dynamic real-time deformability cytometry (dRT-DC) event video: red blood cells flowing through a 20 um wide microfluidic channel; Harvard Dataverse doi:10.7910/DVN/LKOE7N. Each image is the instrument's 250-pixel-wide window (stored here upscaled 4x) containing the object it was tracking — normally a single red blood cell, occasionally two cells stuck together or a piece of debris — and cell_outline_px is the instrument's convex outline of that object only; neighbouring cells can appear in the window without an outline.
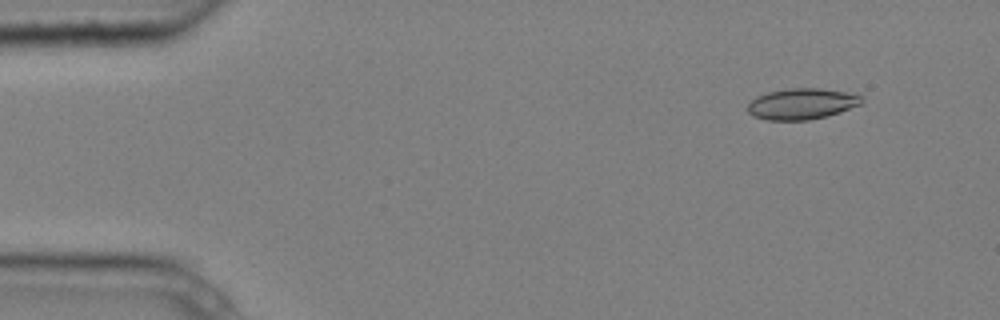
{"species": "common noctule bat (a hibernating species)", "species_latin": "Nyctalus noctula", "temperature_condition": "cold", "stored_images_in_passage": 4, "camera_frame_rate_fps": 3000, "um_per_image_px": 0.085, "animal": {"sex": "male", "body_mass_g": 20.4}, "frame": {"image": 1, "passage_image": 1, "time_ms": 0.0, "image_size_px": [1000, 320], "cell_outline_px": [[864, 100], [860, 104], [840, 112], [828, 116], [808, 120], [768, 120], [752, 116], [748, 112], [748, 104], [756, 96], [768, 92], [788, 88], [820, 88], [856, 92]], "centroid_in_image_um": [68.18, 8.81], "position_along_channel_um": 16.8, "area_um2": 20.87}}
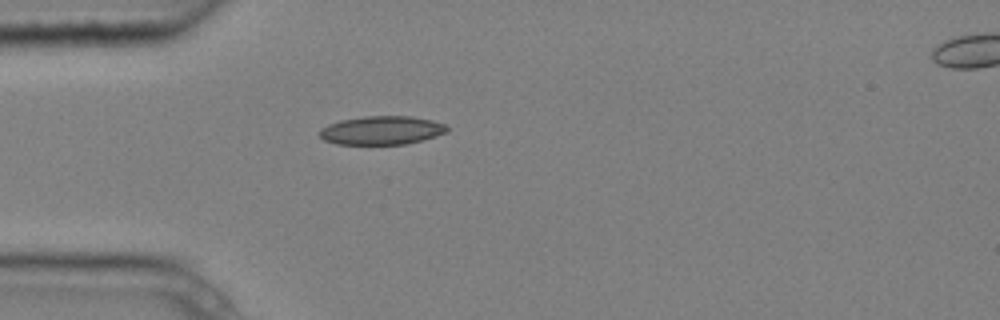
{"frame": {"image": 2, "passage_image": 3, "time_ms": 0.667, "image_size_px": [1000, 320], "cell_outline_px": [[448, 132], [436, 136], [404, 144], [336, 144], [324, 140], [320, 136], [320, 128], [328, 124], [340, 120], [364, 116], [412, 116], [432, 120], [448, 124]], "centroid_in_image_um": [32.46, 11.07], "position_along_channel_um": 52.5, "area_um2": 21.33}}